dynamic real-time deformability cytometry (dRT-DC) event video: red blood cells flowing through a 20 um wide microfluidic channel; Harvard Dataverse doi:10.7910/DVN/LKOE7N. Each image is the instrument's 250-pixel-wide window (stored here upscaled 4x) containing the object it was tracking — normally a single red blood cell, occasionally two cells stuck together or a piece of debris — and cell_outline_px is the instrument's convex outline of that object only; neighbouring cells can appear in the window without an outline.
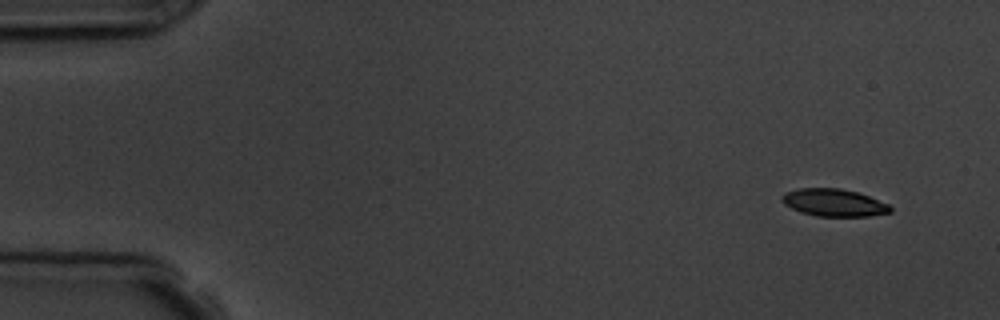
{"species": "common noctule bat (a hibernating species)", "species_latin": "Nyctalus noctula", "temperature_condition": "room temperature", "stored_images_in_passage": 5, "camera_frame_rate_fps": 3000, "um_per_image_px": 0.085, "animal": {"sex": "male", "body_mass_g": 19.5, "forearm_length_mm": 54.6}, "frame": {"image": 1, "passage_image": 1, "time_ms": 0.0, "image_size_px": [1000, 320], "cell_outline_px": [[892, 212], [868, 216], [816, 216], [800, 212], [784, 204], [780, 200], [780, 196], [784, 192], [796, 188], [840, 188], [856, 192], [868, 196], [888, 204], [892, 208]], "centroid_in_image_um": [70.82, 17.22], "position_along_channel_um": 14.2, "area_um2": 17.4}}
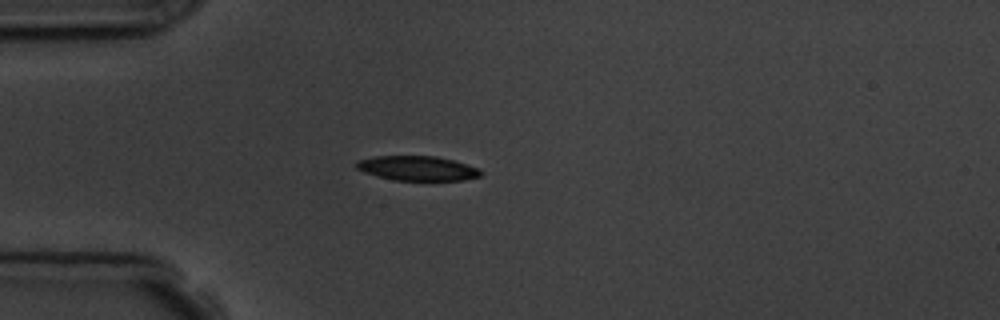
{"frame": {"image": 2, "passage_image": 4, "time_ms": 3.667, "image_size_px": [1000, 320], "cell_outline_px": [[484, 172], [480, 176], [464, 180], [392, 180], [376, 176], [364, 172], [356, 168], [356, 160], [376, 156], [436, 156], [452, 160], [480, 168]], "centroid_in_image_um": [35.48, 14.3], "position_along_channel_um": 49.5, "area_um2": 17.92}}